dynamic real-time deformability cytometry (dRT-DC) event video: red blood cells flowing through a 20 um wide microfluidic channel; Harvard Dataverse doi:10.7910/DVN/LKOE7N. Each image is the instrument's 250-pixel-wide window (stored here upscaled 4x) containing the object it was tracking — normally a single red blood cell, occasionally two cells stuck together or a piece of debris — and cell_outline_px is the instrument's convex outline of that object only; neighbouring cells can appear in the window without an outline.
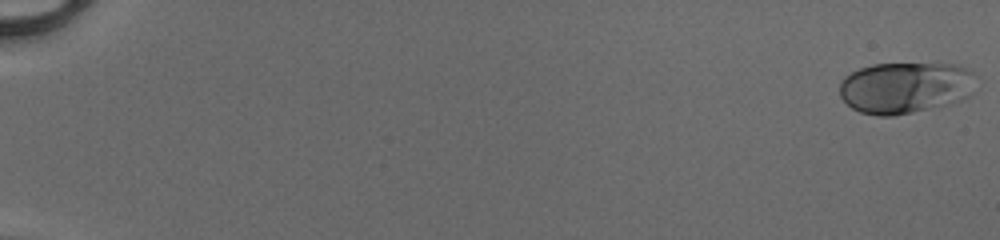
{"species": "human", "species_latin": "Homo sapiens", "temperature_condition": "cold", "stored_images_in_passage": 52, "camera_frame_rate_fps": 3000, "um_per_image_px": 0.085, "donor": {"sex": "male"}, "frame": {"image": 1, "passage_image": 1, "time_ms": 0.0, "image_size_px": [1000, 240], "cell_outline_px": [[972, 72], [968, 96], [952, 104], [892, 116], [876, 116], [860, 112], [852, 108], [840, 96], [840, 84], [844, 76], [860, 68], [872, 64], [960, 64], [972, 68]], "centroid_in_image_um": [76.91, 7.45], "position_along_channel_um": 8.1, "area_um2": 40.69}}
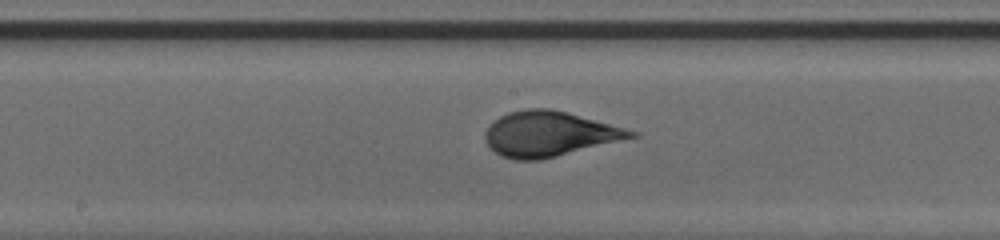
{"frame": {"image": 2, "passage_image": 30, "time_ms": 9.667, "image_size_px": [1000, 240], "cell_outline_px": [[640, 136], [540, 160], [516, 160], [500, 156], [484, 140], [484, 132], [488, 124], [500, 116], [508, 112], [524, 108], [548, 108], [568, 112], [640, 132]], "centroid_in_image_um": [46.68, 11.37], "position_along_channel_um": 201.5, "area_um2": 38.55}}
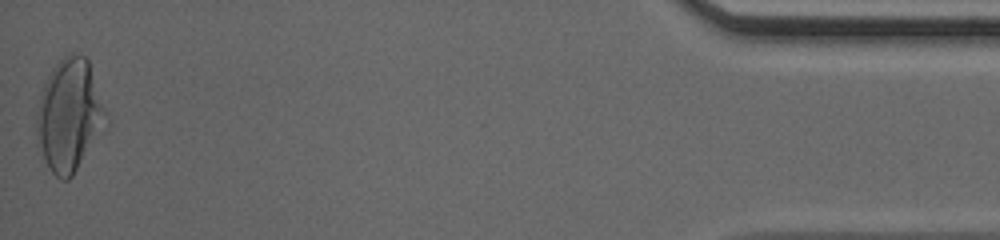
{"frame": {"image": 3, "passage_image": 52, "time_ms": 17.0, "image_size_px": [1000, 240], "cell_outline_px": [[104, 112], [72, 176], [68, 180], [60, 180], [52, 172], [44, 156], [36, 132], [36, 112], [44, 84], [52, 68], [64, 56], [84, 56], [88, 60], [104, 108]], "centroid_in_image_um": [5.77, 9.73], "position_along_channel_um": 429.4, "area_um2": 41.91}, "authors_computed_cell_mechanics": {"area_um2": 37.6856, "velocity_mm_per_s": 4.1533, "shape_relaxation_time_tau1_ms": 3.4854, "shape_relaxation_time_tau2_ms": null, "deformation_change_tau1": 0.1821, "deformation_change_tau2": null}}